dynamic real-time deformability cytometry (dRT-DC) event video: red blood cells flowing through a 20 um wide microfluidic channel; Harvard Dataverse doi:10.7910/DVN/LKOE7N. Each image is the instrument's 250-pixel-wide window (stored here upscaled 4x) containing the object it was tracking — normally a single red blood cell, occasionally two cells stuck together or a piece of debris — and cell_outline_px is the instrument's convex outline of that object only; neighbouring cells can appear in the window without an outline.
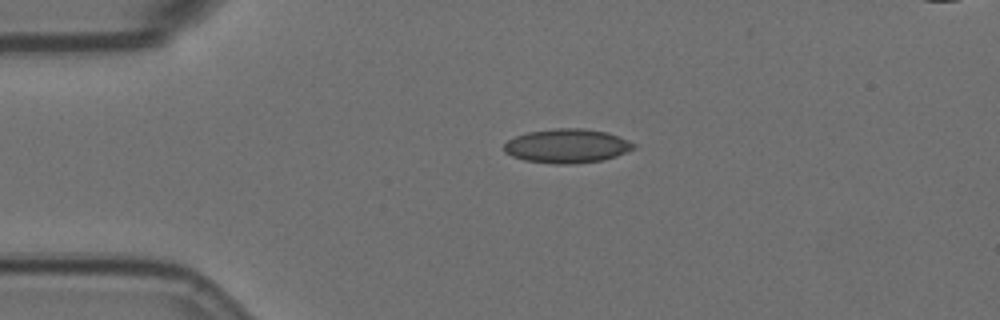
{"species": "Egyptian fruit bat (a non-hibernating species)", "species_latin": "Rousettus aegyptiacus", "temperature_condition": "room temperature", "stored_images_in_passage": 2, "camera_frame_rate_fps": 3000, "um_per_image_px": 0.085, "animal": {"sex": "female"}, "frame": {"image": 1, "passage_image": 1, "time_ms": 0.0, "image_size_px": [1000, 320], "cell_outline_px": [[636, 148], [616, 156], [604, 160], [572, 164], [552, 164], [524, 160], [512, 156], [504, 152], [504, 144], [508, 140], [516, 136], [528, 132], [556, 128], [584, 128], [608, 132], [628, 140], [636, 144]], "centroid_in_image_um": [48.21, 12.41], "position_along_channel_um": 36.8, "area_um2": 25.89}}